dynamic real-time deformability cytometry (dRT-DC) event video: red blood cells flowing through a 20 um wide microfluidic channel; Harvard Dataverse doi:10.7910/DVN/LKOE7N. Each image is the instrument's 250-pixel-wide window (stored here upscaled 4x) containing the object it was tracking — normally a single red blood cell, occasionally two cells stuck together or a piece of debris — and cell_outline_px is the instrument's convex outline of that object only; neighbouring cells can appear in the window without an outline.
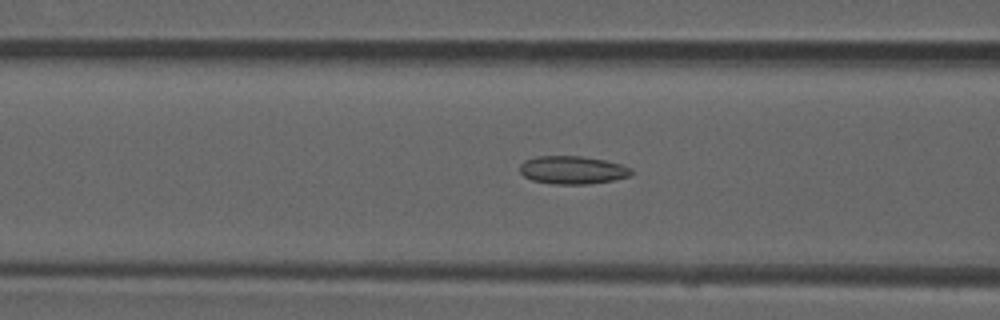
{"species": "common noctule bat (a hibernating species)", "species_latin": "Nyctalus noctula", "temperature_condition": "room temperature", "stored_images_in_passage": 45, "camera_frame_rate_fps": 3000, "um_per_image_px": 0.085, "animal": {"sex": "male", "forearm_length_mm": 52.5}, "frame": {"image": 1, "passage_image": 14, "time_ms": 4.333, "image_size_px": [1000, 320], "cell_outline_px": [[632, 172], [628, 176], [612, 180], [584, 184], [552, 184], [532, 180], [524, 176], [520, 172], [520, 164], [524, 160], [536, 156], [580, 156], [604, 160], [620, 164], [632, 168]], "centroid_in_image_um": [48.62, 14.44], "position_along_channel_um": 118.0, "area_um2": 18.09}}
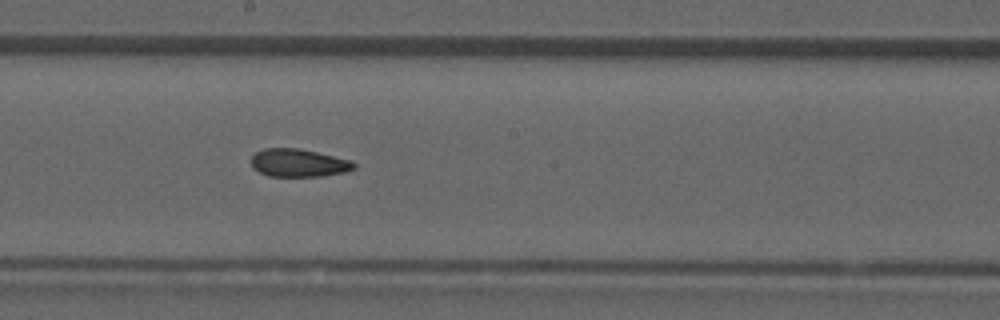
{"frame": {"image": 2, "passage_image": 22, "time_ms": 7.0, "image_size_px": [1000, 320], "cell_outline_px": [[356, 168], [344, 172], [320, 176], [268, 176], [252, 168], [252, 156], [256, 152], [264, 148], [296, 148], [316, 152], [352, 160], [356, 164]], "centroid_in_image_um": [25.38, 13.84], "position_along_channel_um": 222.8, "area_um2": 16.65}}
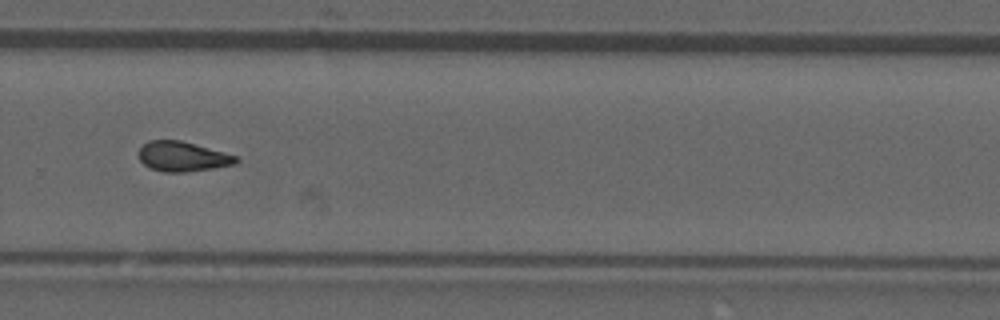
{"frame": {"image": 3, "passage_image": 29, "time_ms": 9.333, "image_size_px": [1000, 320], "cell_outline_px": [[240, 160], [236, 164], [188, 172], [164, 172], [148, 168], [140, 160], [136, 152], [148, 140], [180, 140], [224, 152], [236, 156]], "centroid_in_image_um": [15.48, 13.31], "position_along_channel_um": 314.3, "area_um2": 17.05}, "authors_computed_cell_mechanics": {"area_um2": 17.2822, "velocity_mm_per_s": 3.9431, "shape_relaxation_time_tau1_ms": null, "shape_relaxation_time_tau2_ms": 3.3618, "deformation_change_tau1": null, "deformation_change_tau2": 0.1015}}